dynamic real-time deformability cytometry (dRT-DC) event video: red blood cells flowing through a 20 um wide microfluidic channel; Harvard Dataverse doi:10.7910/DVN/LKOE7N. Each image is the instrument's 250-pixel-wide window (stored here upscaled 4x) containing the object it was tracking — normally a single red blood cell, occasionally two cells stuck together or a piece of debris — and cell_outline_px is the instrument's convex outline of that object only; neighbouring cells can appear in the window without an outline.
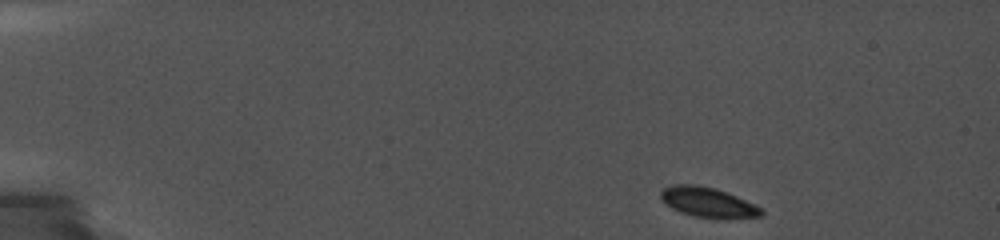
{"species": "common noctule bat (a hibernating species)", "species_latin": "Nyctalus noctula", "temperature_condition": "cold", "stored_images_in_passage": 15, "camera_frame_rate_fps": 5000, "um_per_image_px": 0.085, "animal": {"sex": "female", "body_mass_g": 19.0, "forearm_length_mm": 56.7}, "frame": {"image": 1, "passage_image": 1, "time_ms": 0.0, "image_size_px": [1000, 240], "cell_outline_px": [[764, 216], [724, 220], [692, 216], [680, 212], [672, 208], [660, 200], [660, 192], [664, 188], [672, 184], [692, 184], [712, 188], [736, 196], [756, 204], [764, 212]], "centroid_in_image_um": [60.19, 17.23], "position_along_channel_um": 24.8, "area_um2": 17.86}}
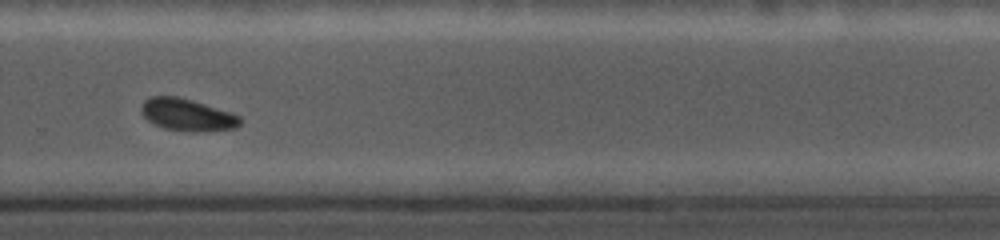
{"frame": {"image": 2, "passage_image": 12, "time_ms": 10.8, "image_size_px": [1000, 240], "cell_outline_px": [[244, 120], [236, 128], [200, 132], [188, 132], [164, 128], [148, 120], [140, 112], [140, 108], [144, 100], [152, 96], [176, 96], [192, 100], [232, 112], [240, 116]], "centroid_in_image_um": [15.95, 9.76], "position_along_channel_um": 313.9, "area_um2": 18.73}}
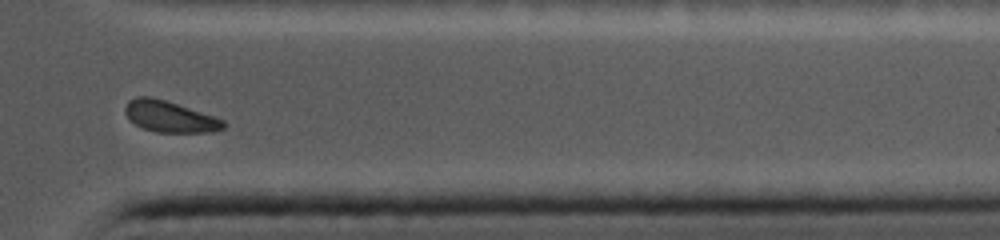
{"frame": {"image": 3, "passage_image": 14, "time_ms": 13.0, "image_size_px": [1000, 240], "cell_outline_px": [[228, 124], [224, 128], [212, 132], [156, 132], [144, 128], [136, 124], [124, 112], [124, 108], [128, 100], [140, 96], [152, 96], [224, 120]], "centroid_in_image_um": [14.43, 9.91], "position_along_channel_um": 397.0, "area_um2": 17.57}, "authors_computed_cell_mechanics": {"area_um2": 18.6116, "velocity_mm_per_s": 3.7015, "shape_relaxation_time_tau1_ms": 0.7566, "shape_relaxation_time_tau2_ms": null, "deformation_change_tau1": 0.0288, "deformation_change_tau2": null}}